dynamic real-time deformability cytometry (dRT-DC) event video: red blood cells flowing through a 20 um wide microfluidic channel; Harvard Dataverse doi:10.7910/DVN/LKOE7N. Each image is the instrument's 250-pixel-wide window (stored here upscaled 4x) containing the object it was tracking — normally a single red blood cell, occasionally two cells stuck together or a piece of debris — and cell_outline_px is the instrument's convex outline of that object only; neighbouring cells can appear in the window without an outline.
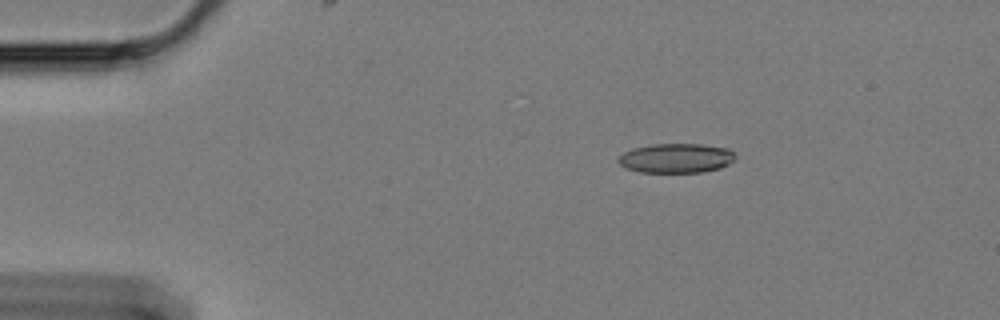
{"species": "Egyptian fruit bat (a non-hibernating species)", "species_latin": "Rousettus aegyptiacus", "temperature_condition": "cold", "stored_images_in_passage": 51, "camera_frame_rate_fps": 3000, "um_per_image_px": 0.085, "animal": {"sex": "female"}, "frame": {"image": 1, "passage_image": 1, "time_ms": 0.0, "image_size_px": [1000, 320], "cell_outline_px": [[736, 156], [728, 164], [720, 168], [700, 172], [640, 172], [624, 168], [616, 160], [624, 152], [632, 148], [652, 144], [700, 144], [728, 148]], "centroid_in_image_um": [57.43, 13.44], "position_along_channel_um": 27.6, "area_um2": 20.06}}
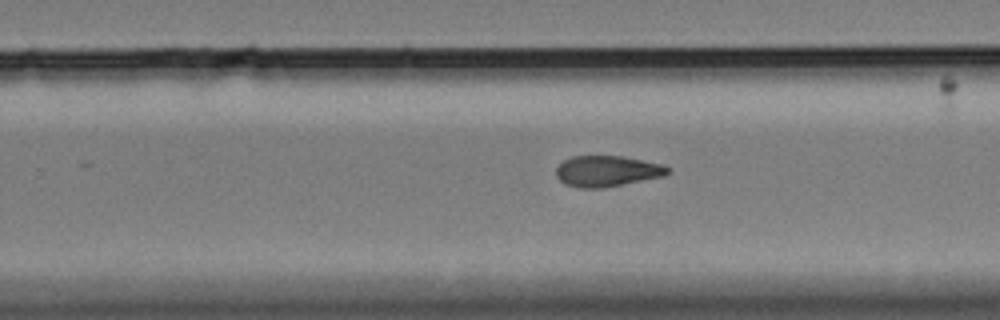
{"frame": {"image": 2, "passage_image": 29, "time_ms": 9.333, "image_size_px": [1000, 320], "cell_outline_px": [[672, 172], [664, 176], [600, 188], [580, 188], [564, 184], [556, 176], [556, 168], [564, 160], [572, 156], [624, 156], [664, 164], [672, 168]], "centroid_in_image_um": [51.64, 14.53], "position_along_channel_um": 278.2, "area_um2": 20.23}}
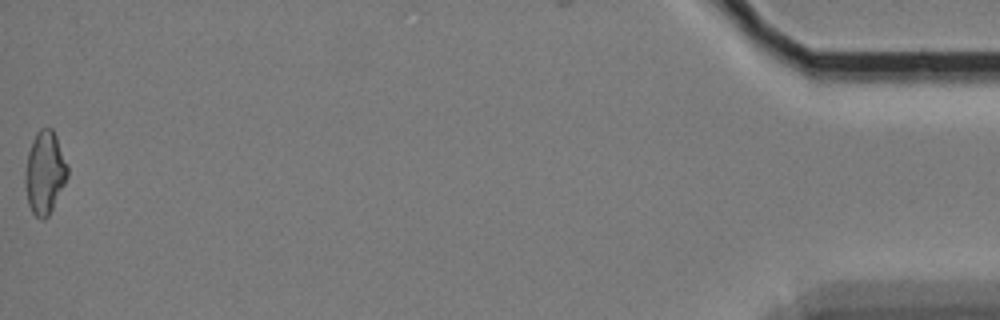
{"frame": {"image": 3, "passage_image": 51, "time_ms": 16.667, "image_size_px": [1000, 320], "cell_outline_px": [[68, 176], [48, 216], [44, 220], [40, 220], [32, 212], [28, 204], [24, 184], [24, 172], [28, 152], [32, 140], [36, 132], [40, 128], [52, 128], [56, 136], [68, 164]], "centroid_in_image_um": [3.79, 14.66], "position_along_channel_um": 431.4, "area_um2": 20.58}, "authors_computed_cell_mechanics": {"area_um2": 20.3456, "velocity_mm_per_s": 3.3387, "shape_relaxation_time_tau1_ms": null, "shape_relaxation_time_tau2_ms": 7.1615, "deformation_change_tau1": null, "deformation_change_tau2": 0.1416}}